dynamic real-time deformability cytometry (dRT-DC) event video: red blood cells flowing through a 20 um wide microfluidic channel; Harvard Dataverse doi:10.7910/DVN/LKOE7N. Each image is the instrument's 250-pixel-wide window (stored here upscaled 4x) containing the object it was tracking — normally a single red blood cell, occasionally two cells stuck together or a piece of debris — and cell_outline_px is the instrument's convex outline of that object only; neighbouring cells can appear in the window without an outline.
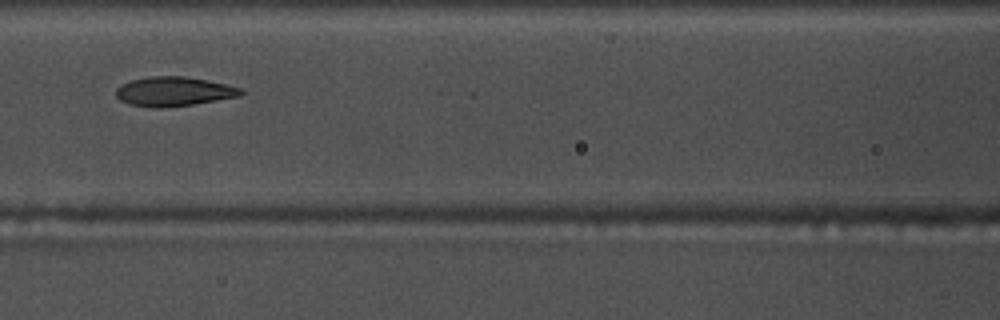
{"species": "common noctule bat (a hibernating species)", "species_latin": "Nyctalus noctula", "temperature_condition": "warm", "stored_images_in_passage": 42, "camera_frame_rate_fps": 3000, "um_per_image_px": 0.085, "animal": {"sex": "male", "body_mass_g": 17.5, "forearm_length_mm": 52.3}, "frame": {"image": 1, "passage_image": 12, "time_ms": 3.667, "image_size_px": [1000, 320], "cell_outline_px": [[244, 92], [240, 96], [192, 104], [164, 108], [152, 108], [128, 104], [120, 100], [116, 96], [116, 88], [120, 84], [132, 80], [152, 76], [184, 76], [244, 88]], "centroid_in_image_um": [14.74, 7.78], "position_along_channel_um": 151.9, "area_um2": 21.33}}
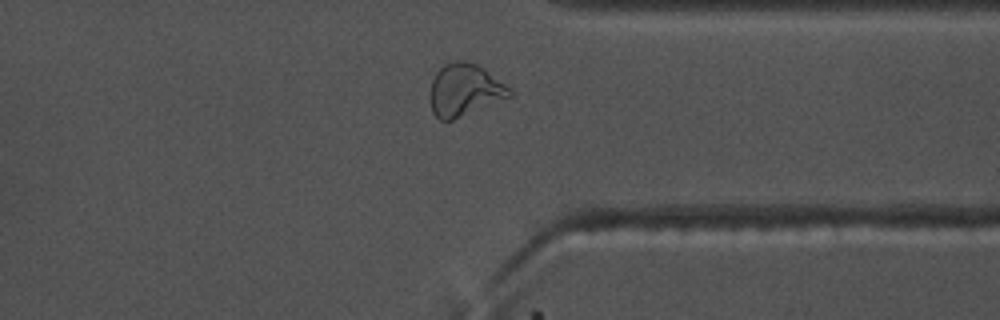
{"frame": {"image": 2, "passage_image": 30, "time_ms": 9.667, "image_size_px": [1000, 320], "cell_outline_px": [[512, 96], [452, 120], [440, 120], [432, 112], [428, 100], [432, 80], [436, 72], [444, 64], [456, 60], [464, 60], [476, 64], [504, 84], [512, 92]], "centroid_in_image_um": [39.42, 7.66], "position_along_channel_um": 372.0, "area_um2": 23.99}}
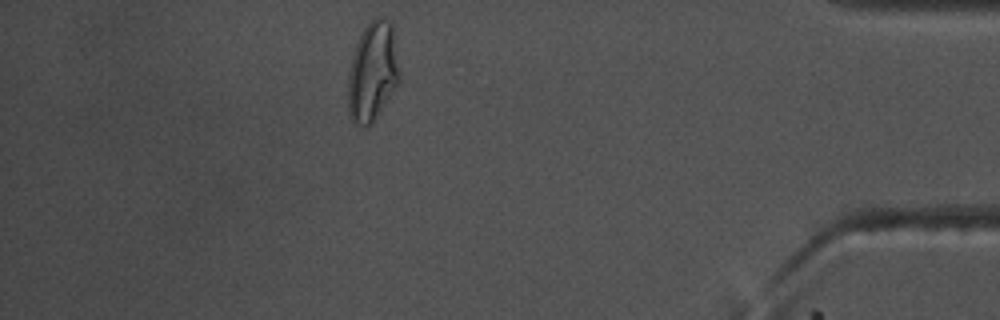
{"frame": {"image": 3, "passage_image": 36, "time_ms": 11.667, "image_size_px": [1000, 320], "cell_outline_px": [[400, 80], [372, 124], [364, 128], [356, 124], [352, 120], [348, 112], [348, 72], [352, 56], [356, 44], [364, 28], [372, 16], [380, 16], [388, 20], [392, 24], [400, 72]], "centroid_in_image_um": [31.67, 6.09], "position_along_channel_um": 403.5, "area_um2": 30.06}}